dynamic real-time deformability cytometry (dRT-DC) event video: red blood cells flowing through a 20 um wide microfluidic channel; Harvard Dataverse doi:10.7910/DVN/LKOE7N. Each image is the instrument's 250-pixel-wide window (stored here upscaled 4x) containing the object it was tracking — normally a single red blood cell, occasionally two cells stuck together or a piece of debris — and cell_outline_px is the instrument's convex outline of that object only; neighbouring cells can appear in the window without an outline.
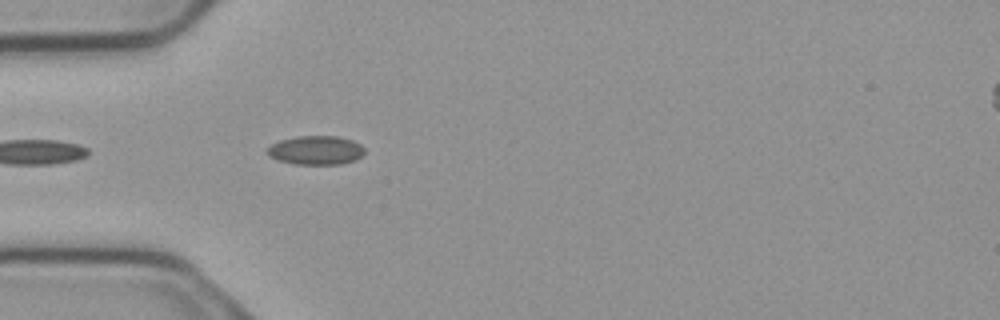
{"species": "common noctule bat (a hibernating species)", "species_latin": "Nyctalus noctula", "temperature_condition": "cold", "stored_images_in_passage": 4, "camera_frame_rate_fps": 3000, "um_per_image_px": 0.085, "animal": {"sex": "male", "body_mass_g": 23.1, "forearm_length_mm": 52.7}, "frame": {"image": 1, "passage_image": 4, "time_ms": 1.0, "image_size_px": [1000, 320], "cell_outline_px": [[364, 152], [360, 156], [352, 160], [340, 164], [296, 164], [280, 160], [268, 156], [264, 148], [280, 140], [296, 136], [336, 136], [352, 140], [360, 144], [364, 148]], "centroid_in_image_um": [26.8, 12.76], "position_along_channel_um": 58.2, "area_um2": 16.3}}